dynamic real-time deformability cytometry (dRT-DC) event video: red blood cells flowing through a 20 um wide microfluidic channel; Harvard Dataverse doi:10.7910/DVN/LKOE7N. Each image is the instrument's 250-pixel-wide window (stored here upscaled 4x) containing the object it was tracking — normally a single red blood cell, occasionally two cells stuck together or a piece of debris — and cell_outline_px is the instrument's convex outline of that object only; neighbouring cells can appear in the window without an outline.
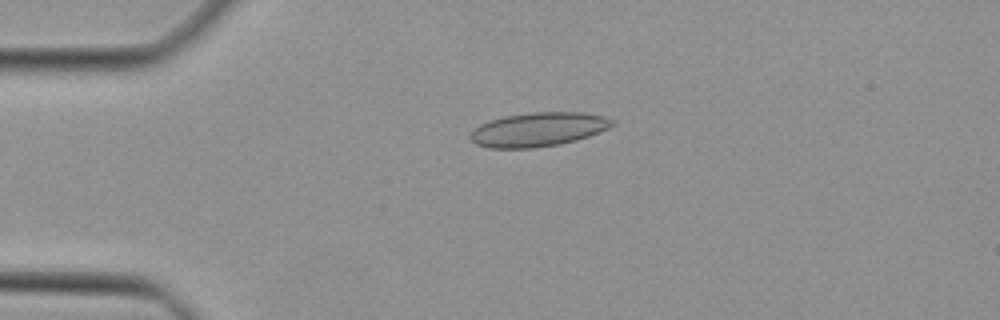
{"species": "Egyptian fruit bat (a non-hibernating species)", "species_latin": "Rousettus aegyptiacus", "temperature_condition": "cold", "stored_images_in_passage": 47, "camera_frame_rate_fps": 3000, "um_per_image_px": 0.085, "animal": {"sex": "female"}, "frame": {"image": 1, "passage_image": 11, "time_ms": 3.333, "image_size_px": [1000, 320], "cell_outline_px": [[616, 124], [608, 128], [588, 136], [576, 140], [560, 144], [532, 148], [488, 148], [476, 144], [468, 136], [480, 124], [504, 116], [532, 112], [584, 112], [604, 116], [616, 120]], "centroid_in_image_um": [45.78, 11.0], "position_along_channel_um": 39.2, "area_um2": 28.15}}
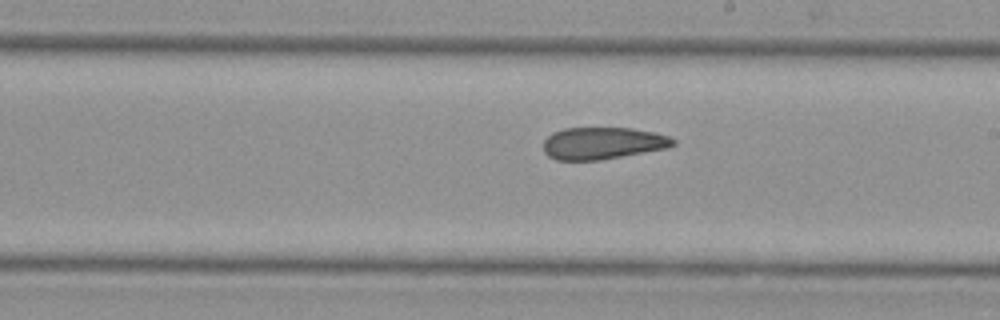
{"frame": {"image": 2, "passage_image": 27, "time_ms": 8.667, "image_size_px": [1000, 320], "cell_outline_px": [[676, 144], [668, 148], [600, 160], [556, 160], [548, 156], [544, 152], [544, 140], [552, 132], [564, 128], [632, 128], [656, 132], [668, 136], [676, 140]], "centroid_in_image_um": [51.24, 12.17], "position_along_channel_um": 237.8, "area_um2": 24.39}}
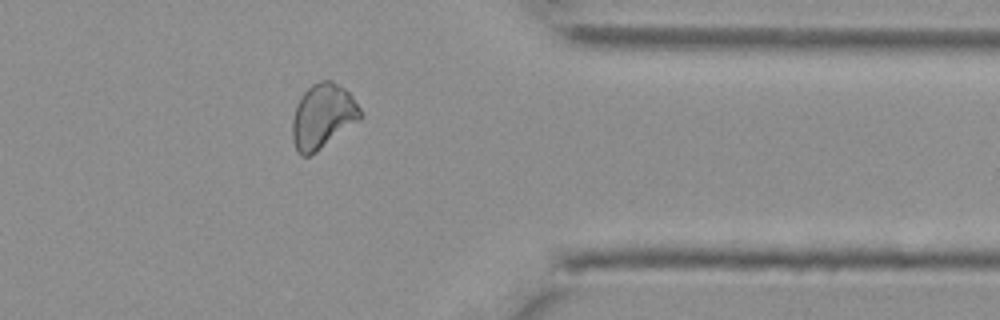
{"frame": {"image": 3, "passage_image": 38, "time_ms": 12.333, "image_size_px": [1000, 320], "cell_outline_px": [[364, 116], [360, 120], [316, 152], [308, 156], [300, 156], [296, 152], [292, 140], [292, 120], [296, 104], [300, 96], [312, 84], [320, 80], [332, 80], [344, 88], [352, 96], [360, 108]], "centroid_in_image_um": [27.42, 9.89], "position_along_channel_um": 384.0, "area_um2": 25.89}}